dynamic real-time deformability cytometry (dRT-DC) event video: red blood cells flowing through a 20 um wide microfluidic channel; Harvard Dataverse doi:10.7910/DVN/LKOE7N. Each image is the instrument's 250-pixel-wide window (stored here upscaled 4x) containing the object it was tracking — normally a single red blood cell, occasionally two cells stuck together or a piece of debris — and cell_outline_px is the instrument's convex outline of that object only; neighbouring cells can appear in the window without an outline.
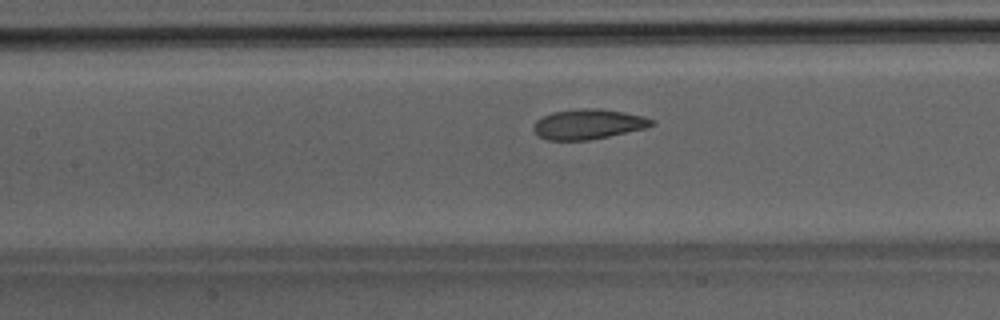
{"species": "Egyptian fruit bat (a non-hibernating species)", "species_latin": "Rousettus aegyptiacus", "temperature_condition": "room temperature", "stored_images_in_passage": 32, "camera_frame_rate_fps": 3000, "um_per_image_px": 0.085, "animal": {"sex": "male"}, "frame": {"image": 1, "passage_image": 10, "time_ms": 3.0, "image_size_px": [1000, 320], "cell_outline_px": [[656, 124], [644, 128], [608, 136], [588, 140], [548, 140], [540, 136], [532, 128], [532, 124], [536, 120], [552, 112], [580, 108], [600, 108], [624, 112], [644, 116], [656, 120]], "centroid_in_image_um": [50.01, 10.54], "position_along_channel_um": 157.4, "area_um2": 20.69}}
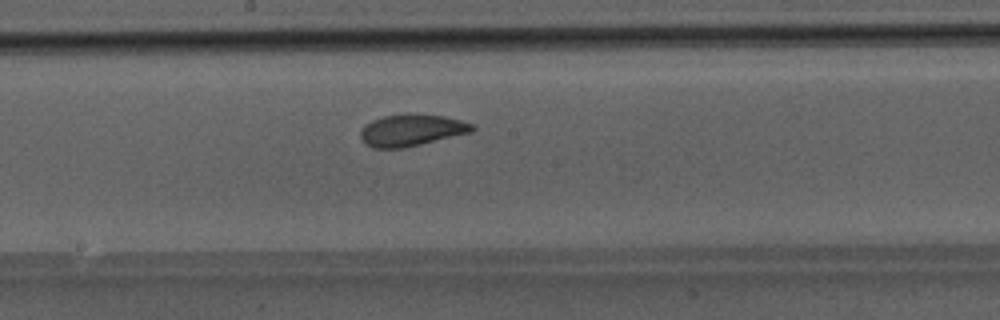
{"frame": {"image": 2, "passage_image": 14, "time_ms": 4.333, "image_size_px": [1000, 320], "cell_outline_px": [[476, 128], [472, 132], [404, 148], [372, 148], [360, 136], [360, 132], [364, 124], [372, 120], [384, 116], [408, 112], [412, 112], [444, 116], [476, 124]], "centroid_in_image_um": [35.01, 11.04], "position_along_channel_um": 213.2, "area_um2": 20.98}}
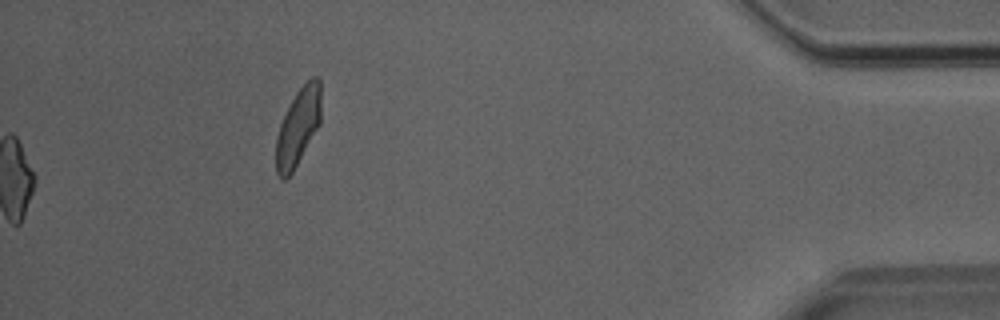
{"frame": {"image": 3, "passage_image": 32, "time_ms": 10.333, "image_size_px": [1000, 320], "cell_outline_px": [[320, 124], [292, 172], [284, 180], [280, 180], [276, 172], [276, 136], [280, 124], [296, 92], [312, 76], [316, 76], [320, 80]], "centroid_in_image_um": [25.33, 10.81], "position_along_channel_um": 409.9, "area_um2": 20.0}}